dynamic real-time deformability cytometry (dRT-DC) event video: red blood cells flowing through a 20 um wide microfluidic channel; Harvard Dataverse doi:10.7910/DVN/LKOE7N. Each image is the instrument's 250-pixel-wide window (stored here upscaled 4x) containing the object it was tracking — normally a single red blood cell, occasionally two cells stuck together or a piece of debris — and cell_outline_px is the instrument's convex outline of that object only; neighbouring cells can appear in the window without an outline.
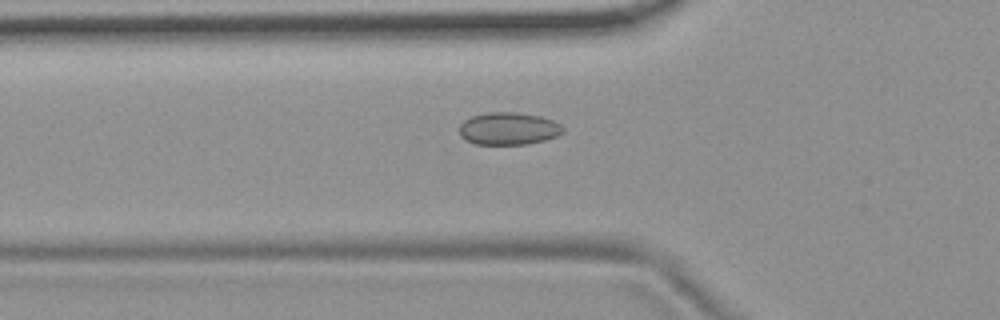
{"species": "common noctule bat (a hibernating species)", "species_latin": "Nyctalus noctula", "temperature_condition": "room temperature", "stored_images_in_passage": 55, "camera_frame_rate_fps": 3000, "um_per_image_px": 0.085, "animal": {"sex": "female", "body_mass_g": 19.9}, "frame": {"image": 1, "passage_image": 19, "time_ms": 6.0, "image_size_px": [1000, 320], "cell_outline_px": [[564, 132], [556, 136], [544, 140], [528, 144], [476, 144], [464, 140], [460, 136], [460, 124], [464, 120], [472, 116], [488, 112], [516, 112], [540, 116], [552, 120], [560, 124], [564, 128]], "centroid_in_image_um": [43.21, 10.93], "position_along_channel_um": 82.6, "area_um2": 19.65}}
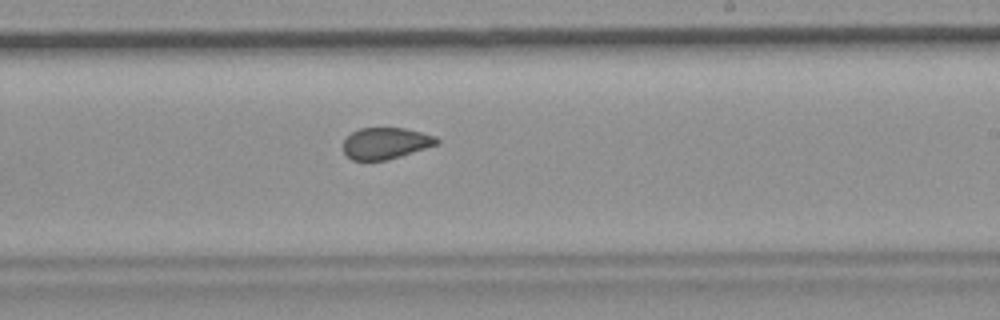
{"frame": {"image": 2, "passage_image": 33, "time_ms": 10.667, "image_size_px": [1000, 320], "cell_outline_px": [[440, 144], [400, 156], [384, 160], [352, 160], [344, 152], [344, 140], [352, 132], [360, 128], [404, 128], [436, 136], [440, 140]], "centroid_in_image_um": [32.81, 12.17], "position_along_channel_um": 256.2, "area_um2": 17.05}}
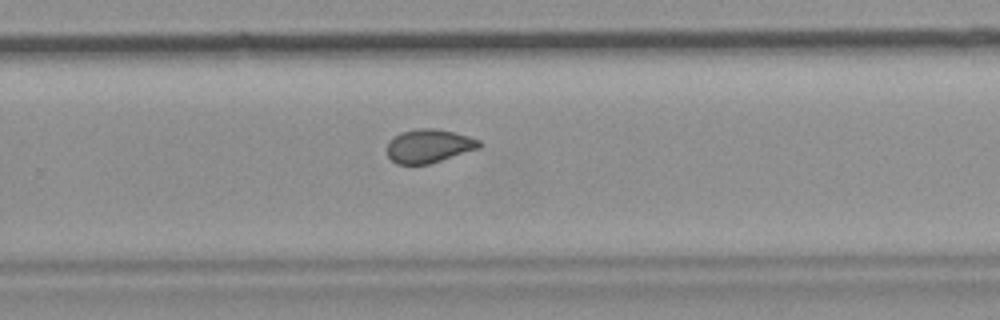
{"frame": {"image": 3, "passage_image": 36, "time_ms": 11.667, "image_size_px": [1000, 320], "cell_outline_px": [[484, 144], [480, 148], [428, 164], [396, 164], [388, 156], [388, 140], [392, 136], [400, 132], [416, 128], [436, 128], [468, 136], [480, 140]], "centroid_in_image_um": [36.45, 12.39], "position_along_channel_um": 293.4, "area_um2": 18.15}, "authors_computed_cell_mechanics": {"area_um2": 18.9006, "velocity_mm_per_s": 3.7262, "shape_relaxation_time_tau1_ms": null, "shape_relaxation_time_tau2_ms": 1.413, "deformation_change_tau1": null, "deformation_change_tau2": 0.046}}